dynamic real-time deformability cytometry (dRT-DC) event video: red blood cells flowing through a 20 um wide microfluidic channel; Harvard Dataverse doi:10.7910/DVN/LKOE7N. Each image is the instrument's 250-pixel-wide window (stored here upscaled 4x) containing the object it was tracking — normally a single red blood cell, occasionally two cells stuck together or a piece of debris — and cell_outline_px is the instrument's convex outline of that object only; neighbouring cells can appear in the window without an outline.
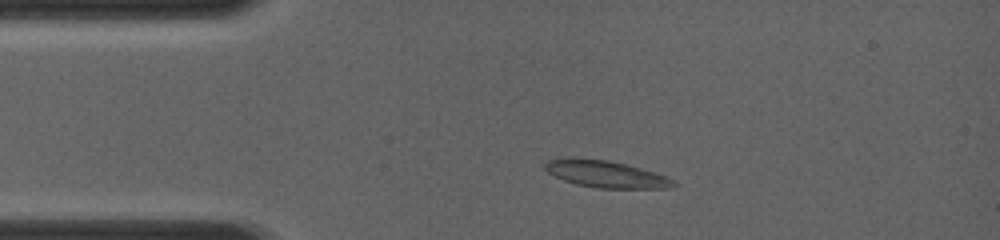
{"species": "common noctule bat (a hibernating species)", "species_latin": "Nyctalus noctula", "temperature_condition": "room temperature", "stored_images_in_passage": 5, "camera_frame_rate_fps": 4000, "um_per_image_px": 0.085, "animal": {"sex": "female", "body_mass_g": 19.0, "forearm_length_mm": 56.7}, "frame": {"image": 1, "passage_image": 2, "time_ms": 0.75, "image_size_px": [1000, 240], "cell_outline_px": [[676, 184], [664, 188], [600, 188], [580, 184], [556, 176], [548, 172], [544, 168], [544, 164], [548, 160], [608, 160], [624, 164], [652, 172], [664, 176], [672, 180]], "centroid_in_image_um": [51.53, 14.82], "position_along_channel_um": 33.5, "area_um2": 18.73}}
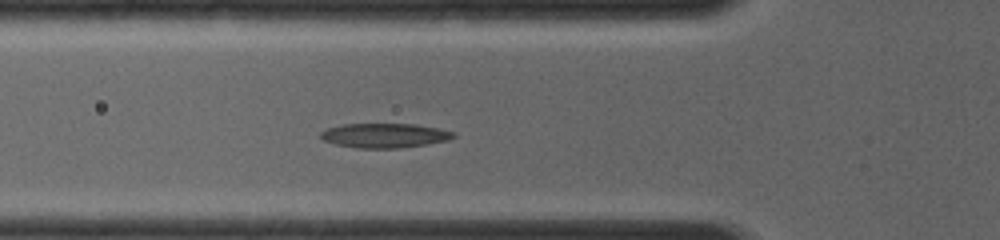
{"frame": {"image": 2, "passage_image": 5, "time_ms": 2.75, "image_size_px": [1000, 240], "cell_outline_px": [[456, 136], [448, 140], [424, 144], [396, 148], [360, 148], [336, 144], [324, 140], [320, 136], [320, 132], [328, 128], [344, 124], [416, 124], [436, 128], [452, 132]], "centroid_in_image_um": [32.66, 11.51], "position_along_channel_um": 93.1, "area_um2": 18.55}}